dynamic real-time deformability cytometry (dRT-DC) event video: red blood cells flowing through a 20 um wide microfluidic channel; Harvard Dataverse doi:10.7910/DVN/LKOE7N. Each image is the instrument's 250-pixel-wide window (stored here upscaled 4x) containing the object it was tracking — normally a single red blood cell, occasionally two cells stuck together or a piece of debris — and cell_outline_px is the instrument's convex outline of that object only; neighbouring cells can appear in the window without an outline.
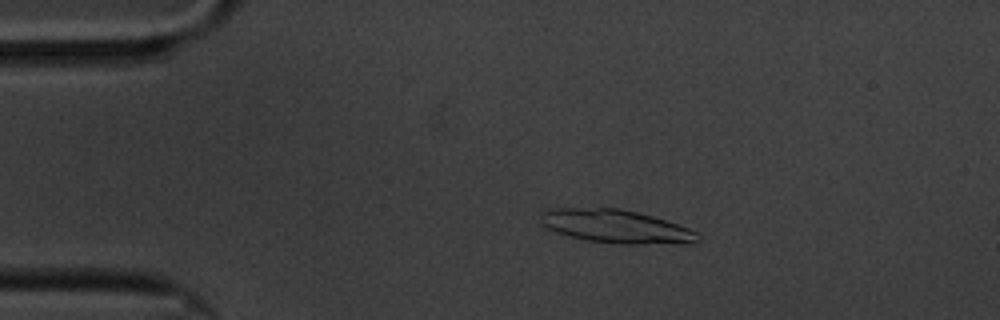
{"species": "common noctule bat (a hibernating species)", "species_latin": "Nyctalus noctula", "temperature_condition": "cold", "stored_images_in_passage": 17, "camera_frame_rate_fps": 3000, "um_per_image_px": 0.085, "animal": {"sex": "male", "body_mass_g": 20.1, "forearm_length_mm": 53.5}, "frame": {"image": 1, "passage_image": 10, "time_ms": 3.0, "image_size_px": [1000, 320], "cell_outline_px": [[700, 240], [696, 244], [620, 244], [588, 240], [568, 236], [556, 232], [540, 224], [540, 212], [548, 208], [620, 208], [652, 216], [688, 228], [696, 232], [700, 236]], "centroid_in_image_um": [52.36, 19.25], "position_along_channel_um": 32.6, "area_um2": 30.81}}